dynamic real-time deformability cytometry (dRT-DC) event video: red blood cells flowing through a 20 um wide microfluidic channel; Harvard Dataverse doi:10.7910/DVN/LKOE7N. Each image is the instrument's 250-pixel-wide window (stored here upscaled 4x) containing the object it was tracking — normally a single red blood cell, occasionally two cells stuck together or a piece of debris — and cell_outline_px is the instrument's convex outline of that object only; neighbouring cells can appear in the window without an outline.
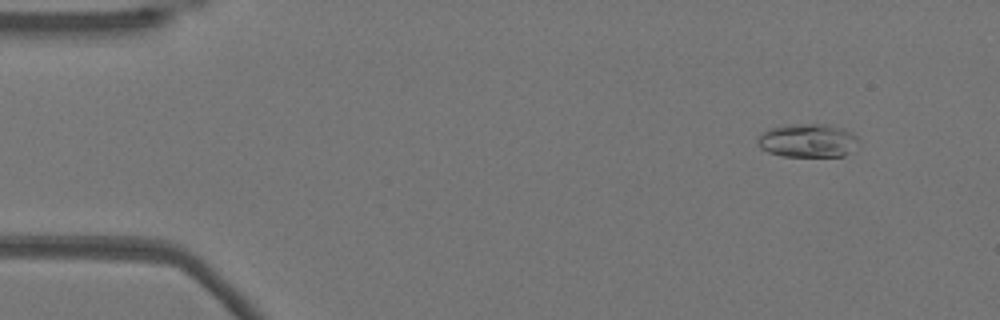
{"species": "Egyptian fruit bat (a non-hibernating species)", "species_latin": "Rousettus aegyptiacus", "temperature_condition": "warm", "stored_images_in_passage": 53, "camera_frame_rate_fps": 3000, "um_per_image_px": 0.085, "animal": {"sex": "female"}, "frame": {"image": 1, "passage_image": 5, "time_ms": 1.333, "image_size_px": [1000, 320], "cell_outline_px": [[860, 144], [844, 156], [784, 156], [768, 152], [760, 148], [756, 140], [760, 132], [768, 128], [796, 124], [828, 124], [844, 128], [852, 132], [856, 136]], "centroid_in_image_um": [68.66, 11.94], "position_along_channel_um": 16.3, "area_um2": 20.0}}
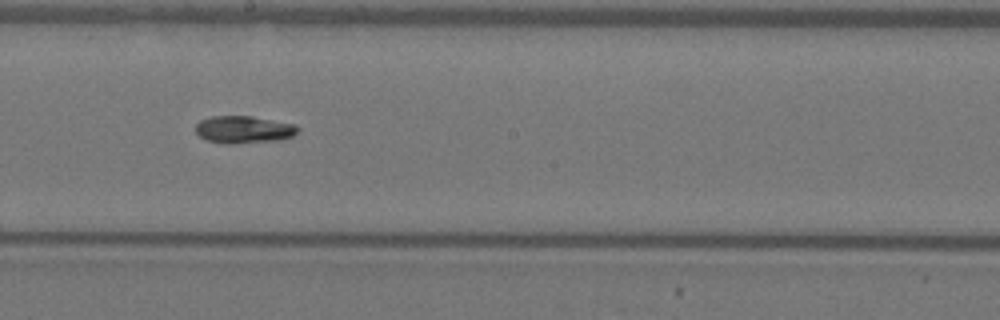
{"frame": {"image": 2, "passage_image": 29, "time_ms": 9.333, "image_size_px": [1000, 320], "cell_outline_px": [[300, 128], [292, 136], [280, 140], [228, 144], [208, 140], [200, 136], [196, 132], [196, 124], [200, 120], [212, 116], [252, 116], [292, 124]], "centroid_in_image_um": [20.7, 11.01], "position_along_channel_um": 227.5, "area_um2": 16.07}}
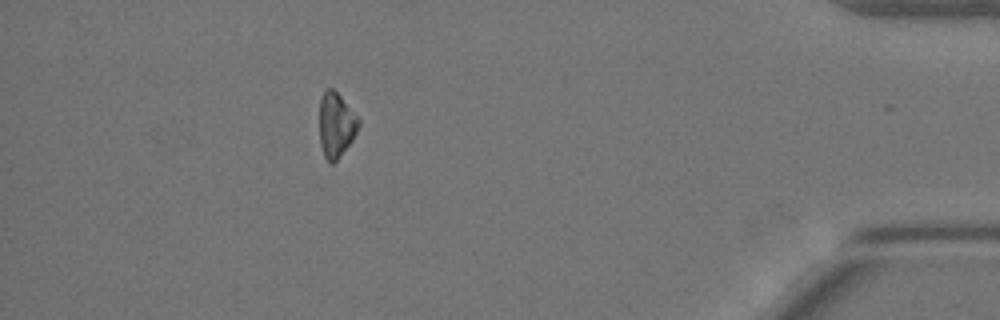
{"frame": {"image": 3, "passage_image": 47, "time_ms": 15.333, "image_size_px": [1000, 320], "cell_outline_px": [[360, 124], [352, 140], [336, 160], [332, 164], [324, 156], [320, 144], [320, 96], [328, 88], [332, 88], [340, 96], [360, 120]], "centroid_in_image_um": [28.55, 10.61], "position_along_channel_um": 406.6, "area_um2": 14.45}}